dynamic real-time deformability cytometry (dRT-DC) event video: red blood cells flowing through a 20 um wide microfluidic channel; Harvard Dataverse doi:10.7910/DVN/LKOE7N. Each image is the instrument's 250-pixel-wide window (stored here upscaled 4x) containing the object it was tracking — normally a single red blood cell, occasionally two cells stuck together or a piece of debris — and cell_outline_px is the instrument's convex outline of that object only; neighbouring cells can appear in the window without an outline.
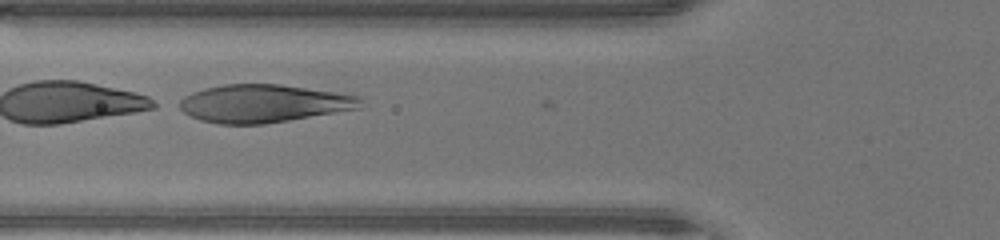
{"species": "human", "species_latin": "Homo sapiens", "temperature_condition": "warm", "stored_images_in_passage": 33, "camera_frame_rate_fps": 3000, "um_per_image_px": 0.085, "donor": {"sex": "male"}, "frame": {"image": 1, "passage_image": 12, "time_ms": 3.667, "image_size_px": [1000, 240], "cell_outline_px": [[364, 108], [264, 124], [220, 124], [200, 120], [184, 112], [180, 108], [180, 100], [184, 96], [192, 92], [204, 88], [224, 84], [280, 84], [360, 96]], "centroid_in_image_um": [22.43, 8.8], "position_along_channel_um": 103.4, "area_um2": 40.0}}
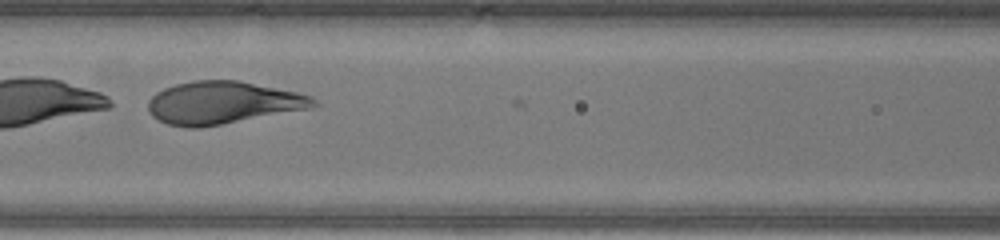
{"frame": {"image": 2, "passage_image": 15, "time_ms": 4.667, "image_size_px": [1000, 240], "cell_outline_px": [[320, 104], [312, 108], [200, 128], [188, 128], [168, 124], [152, 116], [148, 112], [148, 100], [156, 92], [164, 88], [176, 84], [192, 80], [240, 80], [296, 92], [312, 96]], "centroid_in_image_um": [18.94, 8.73], "position_along_channel_um": 147.7, "area_um2": 41.21}}
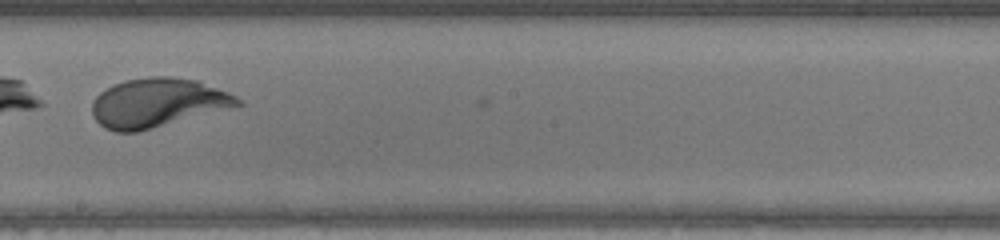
{"frame": {"image": 3, "passage_image": 21, "time_ms": 6.667, "image_size_px": [1000, 240], "cell_outline_px": [[244, 104], [136, 132], [116, 132], [104, 128], [92, 116], [92, 100], [100, 92], [112, 84], [124, 80], [148, 76], [172, 76], [200, 80], [228, 92], [236, 96]], "centroid_in_image_um": [13.36, 8.71], "position_along_channel_um": 234.8, "area_um2": 41.62}, "authors_computed_cell_mechanics": {"area_um2": 41.1536, "velocity_mm_per_s": 4.3674, "shape_relaxation_time_tau1_ms": 1.4663, "shape_relaxation_time_tau2_ms": null, "deformation_change_tau1": 0.3383, "deformation_change_tau2": null}}